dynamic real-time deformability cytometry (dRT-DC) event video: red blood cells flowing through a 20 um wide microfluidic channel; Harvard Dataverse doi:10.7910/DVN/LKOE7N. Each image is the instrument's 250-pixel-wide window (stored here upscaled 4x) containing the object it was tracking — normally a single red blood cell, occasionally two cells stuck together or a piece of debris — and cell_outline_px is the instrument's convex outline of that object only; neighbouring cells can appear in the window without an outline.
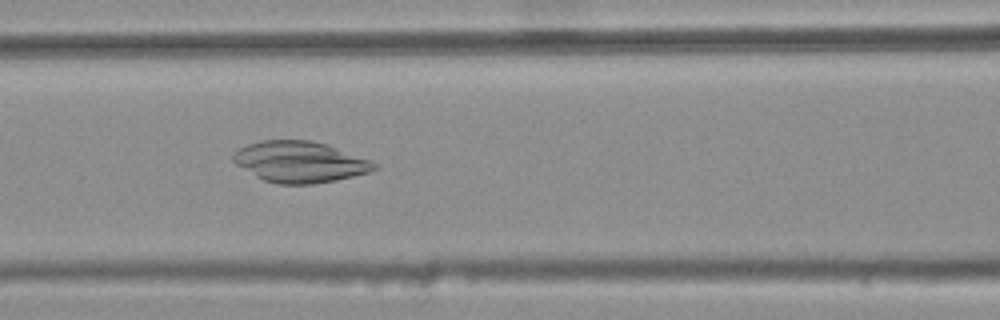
{"species": "common noctule bat (a hibernating species)", "species_latin": "Nyctalus noctula", "temperature_condition": "warm", "stored_images_in_passage": 31, "camera_frame_rate_fps": 3000, "um_per_image_px": 0.085, "animal": {"sex": "female", "body_mass_g": 25.1}, "frame": {"image": 1, "passage_image": 8, "time_ms": 2.333, "image_size_px": [1000, 320], "cell_outline_px": [[380, 168], [368, 172], [336, 180], [312, 184], [276, 184], [264, 180], [256, 176], [236, 164], [232, 160], [232, 156], [236, 148], [260, 140], [312, 140], [328, 144], [372, 160]], "centroid_in_image_um": [25.49, 13.75], "position_along_channel_um": 141.1, "area_um2": 33.99}}
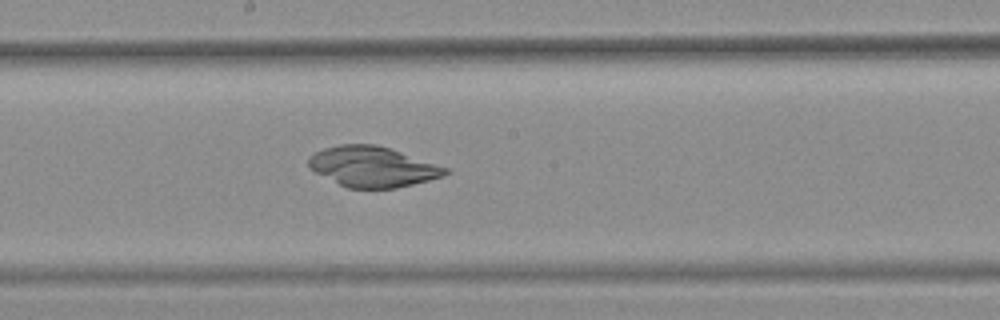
{"frame": {"image": 2, "passage_image": 14, "time_ms": 4.333, "image_size_px": [1000, 320], "cell_outline_px": [[452, 172], [444, 176], [396, 188], [348, 188], [308, 168], [308, 156], [324, 148], [340, 144], [376, 144], [448, 168]], "centroid_in_image_um": [31.66, 14.17], "position_along_channel_um": 216.5, "area_um2": 31.85}}
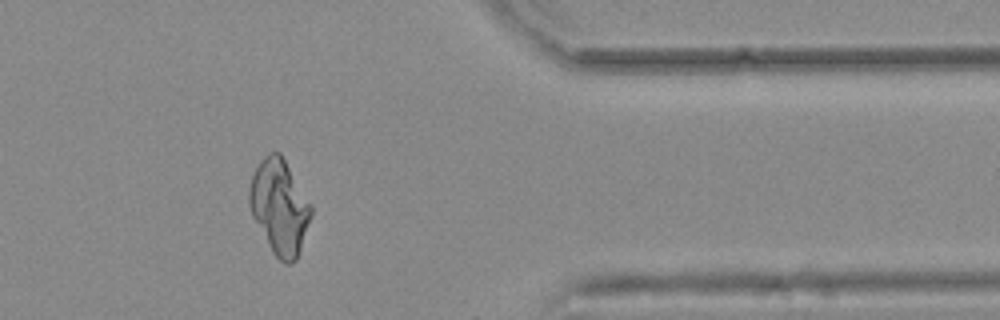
{"frame": {"image": 3, "passage_image": 29, "time_ms": 9.333, "image_size_px": [1000, 320], "cell_outline_px": [[312, 216], [296, 260], [292, 264], [284, 264], [272, 252], [252, 216], [248, 204], [248, 192], [252, 176], [260, 160], [268, 152], [280, 152], [312, 204]], "centroid_in_image_um": [23.76, 17.58], "position_along_channel_um": 387.6, "area_um2": 34.22}}